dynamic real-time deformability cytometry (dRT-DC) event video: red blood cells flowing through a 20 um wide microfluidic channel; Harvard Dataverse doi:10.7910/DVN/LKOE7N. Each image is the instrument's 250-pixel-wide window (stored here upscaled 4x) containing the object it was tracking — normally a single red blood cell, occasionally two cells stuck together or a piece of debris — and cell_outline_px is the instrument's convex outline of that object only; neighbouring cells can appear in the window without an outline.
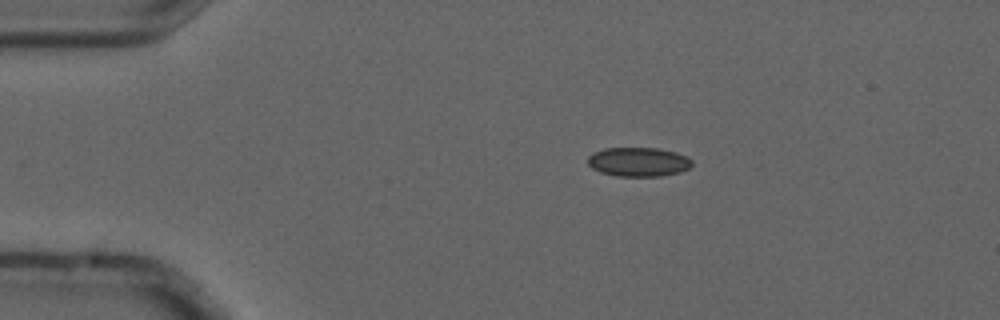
{"species": "common noctule bat (a hibernating species)", "species_latin": "Nyctalus noctula", "temperature_condition": "cold", "stored_images_in_passage": 6, "camera_frame_rate_fps": 3000, "um_per_image_px": 0.085, "animal": {"sex": "male", "forearm_length_mm": 52.5}, "frame": {"image": 1, "passage_image": 3, "time_ms": 0.667, "image_size_px": [1000, 320], "cell_outline_px": [[692, 164], [688, 168], [680, 172], [660, 176], [616, 176], [600, 172], [592, 168], [588, 164], [588, 156], [592, 152], [604, 148], [656, 148], [676, 152], [692, 160]], "centroid_in_image_um": [54.23, 13.76], "position_along_channel_um": 30.8, "area_um2": 17.69}}
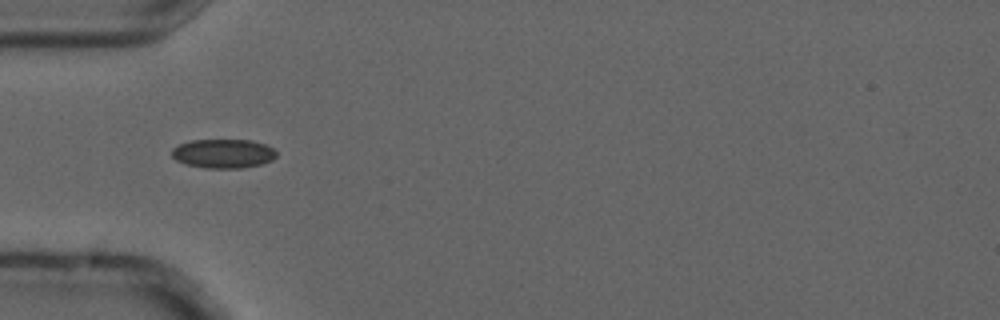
{"frame": {"image": 2, "passage_image": 5, "time_ms": 1.333, "image_size_px": [1000, 320], "cell_outline_px": [[276, 156], [272, 160], [260, 164], [240, 168], [204, 168], [184, 164], [176, 160], [172, 156], [172, 148], [180, 144], [192, 140], [252, 140], [264, 144], [272, 148], [276, 152]], "centroid_in_image_um": [18.95, 13.05], "position_along_channel_um": 66.0, "area_um2": 17.69}}
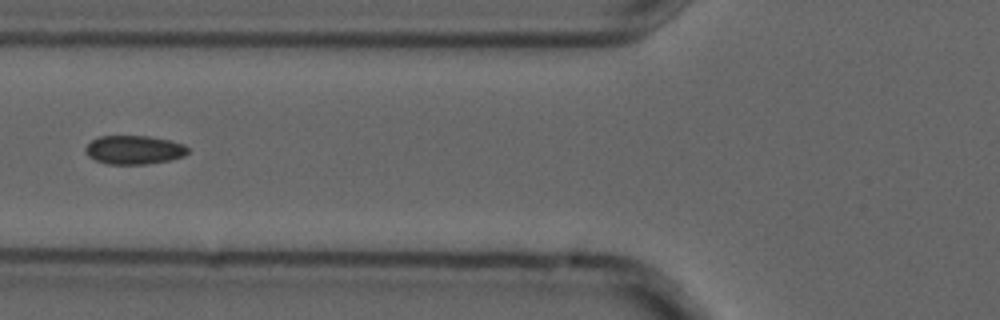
{"frame": {"image": 3, "passage_image": 6, "time_ms": 1.667, "image_size_px": [1000, 320], "cell_outline_px": [[188, 152], [184, 156], [172, 160], [144, 164], [108, 164], [96, 160], [88, 156], [84, 152], [84, 148], [92, 140], [100, 136], [148, 136], [168, 140], [184, 144], [188, 148]], "centroid_in_image_um": [11.39, 12.74], "position_along_channel_um": 114.4, "area_um2": 17.17}}